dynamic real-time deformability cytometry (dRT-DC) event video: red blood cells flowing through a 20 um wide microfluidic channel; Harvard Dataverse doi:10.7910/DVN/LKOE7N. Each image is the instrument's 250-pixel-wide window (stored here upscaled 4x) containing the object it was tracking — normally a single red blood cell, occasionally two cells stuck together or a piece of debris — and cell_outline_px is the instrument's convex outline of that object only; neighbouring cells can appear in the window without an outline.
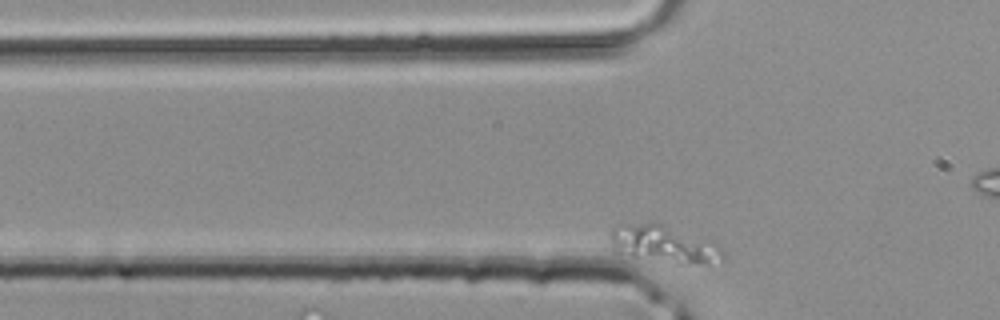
{"species": "common noctule bat (a hibernating species)", "species_latin": "Nyctalus noctula", "temperature_condition": "room temperature", "stored_images_in_passage": 34, "camera_frame_rate_fps": 3000, "um_per_image_px": 0.085, "animal": {"sex": "male", "body_mass_g": 20.4}, "frame": {"image": 1, "passage_image": 8, "time_ms": 2.333, "image_size_px": [1000, 320], "cell_outline_px": [[724, 260], [708, 264], [680, 264], [632, 256], [616, 252], [612, 248], [608, 236], [612, 228], [624, 224], [660, 224], [712, 240], [724, 252]], "centroid_in_image_um": [56.45, 20.78], "position_along_channel_um": 69.4, "area_um2": 24.39}}
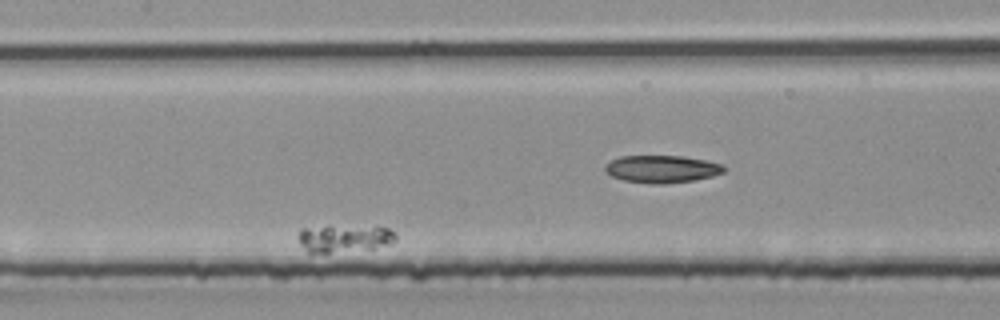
{"frame": {"image": 2, "passage_image": 17, "time_ms": 5.333, "image_size_px": [1000, 320], "cell_outline_px": [[396, 240], [392, 244], [372, 248], [328, 252], [308, 252], [300, 244], [300, 228], [388, 228], [396, 236]], "centroid_in_image_um": [29.29, 20.3], "position_along_channel_um": 178.1, "area_um2": 14.39}}
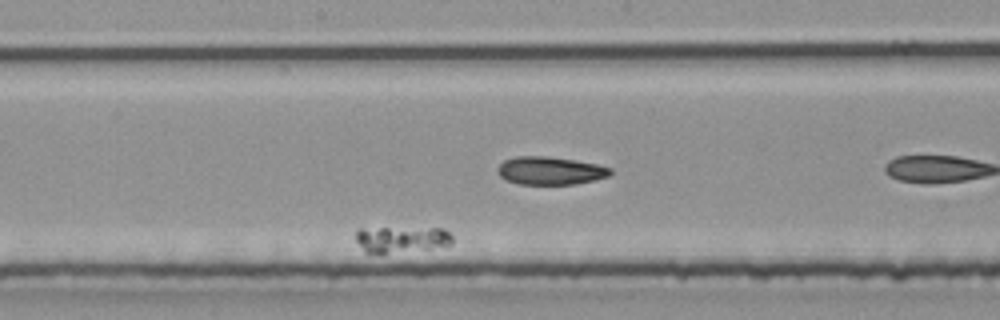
{"frame": {"image": 3, "passage_image": 20, "time_ms": 6.333, "image_size_px": [1000, 320], "cell_outline_px": [[452, 244], [428, 248], [384, 252], [364, 252], [356, 240], [356, 232], [360, 228], [444, 228], [452, 236]], "centroid_in_image_um": [34.12, 20.3], "position_along_channel_um": 214.1, "area_um2": 14.33}}